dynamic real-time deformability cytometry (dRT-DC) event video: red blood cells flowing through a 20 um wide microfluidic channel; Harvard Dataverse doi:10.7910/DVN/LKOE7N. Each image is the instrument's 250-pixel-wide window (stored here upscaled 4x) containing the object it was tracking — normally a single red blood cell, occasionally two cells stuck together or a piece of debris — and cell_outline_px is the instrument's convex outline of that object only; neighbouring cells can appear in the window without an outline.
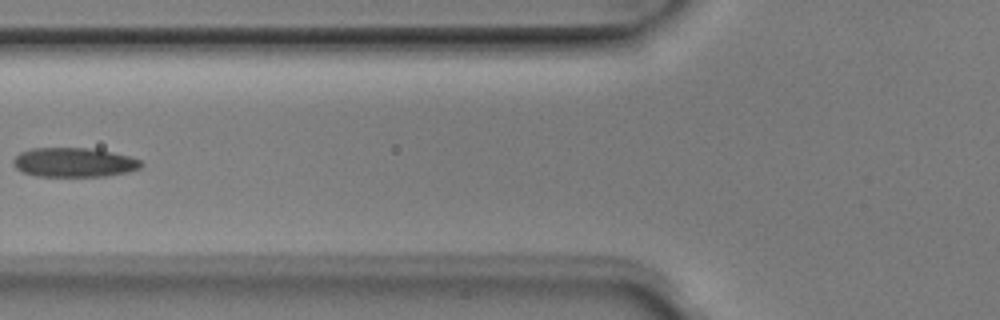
{"species": "Egyptian fruit bat (a non-hibernating species)", "species_latin": "Rousettus aegyptiacus", "temperature_condition": "room temperature", "stored_images_in_passage": 4, "camera_frame_rate_fps": 3000, "um_per_image_px": 0.085, "animal": {"sex": "male"}, "frame": {"image": 1, "passage_image": 3, "time_ms": 0.667, "image_size_px": [1000, 320], "cell_outline_px": [[144, 164], [140, 168], [128, 172], [104, 176], [36, 176], [20, 172], [12, 164], [12, 160], [20, 152], [32, 148], [92, 148], [112, 152], [128, 156], [140, 160]], "centroid_in_image_um": [6.26, 13.8], "position_along_channel_um": 119.5, "area_um2": 21.96}}
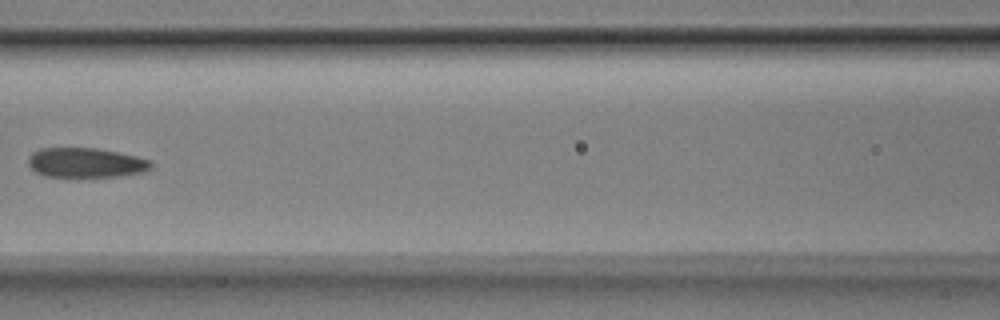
{"frame": {"image": 2, "passage_image": 4, "time_ms": 1.0, "image_size_px": [1000, 320], "cell_outline_px": [[152, 168], [140, 172], [116, 176], [76, 180], [44, 176], [36, 172], [28, 164], [28, 156], [32, 152], [40, 148], [96, 148], [136, 156], [152, 160]], "centroid_in_image_um": [7.24, 13.87], "position_along_channel_um": 159.4, "area_um2": 22.08}}